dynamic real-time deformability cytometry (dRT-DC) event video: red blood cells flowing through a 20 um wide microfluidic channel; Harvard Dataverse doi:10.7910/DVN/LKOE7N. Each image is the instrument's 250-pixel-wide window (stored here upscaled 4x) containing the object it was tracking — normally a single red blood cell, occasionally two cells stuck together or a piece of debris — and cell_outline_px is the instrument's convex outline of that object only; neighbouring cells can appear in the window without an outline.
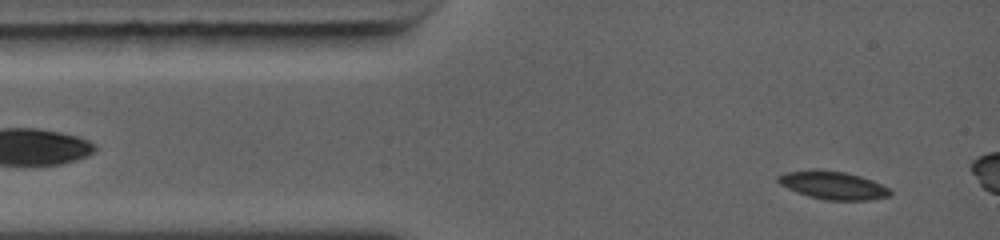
{"species": "common noctule bat (a hibernating species)", "species_latin": "Nyctalus noctula", "temperature_condition": "warm", "stored_images_in_passage": 18, "camera_frame_rate_fps": 5000, "um_per_image_px": 0.085, "animal": {"sex": "female", "body_mass_g": 19.0, "forearm_length_mm": 56.7}, "frame": {"image": 1, "passage_image": 6, "time_ms": 0.6, "image_size_px": [1000, 240], "cell_outline_px": [[892, 196], [868, 200], [824, 200], [808, 196], [796, 192], [780, 184], [776, 180], [776, 176], [784, 172], [812, 168], [816, 168], [844, 172], [860, 176], [872, 180], [888, 188], [892, 192]], "centroid_in_image_um": [70.76, 15.73], "position_along_channel_um": 14.2, "area_um2": 18.61}}